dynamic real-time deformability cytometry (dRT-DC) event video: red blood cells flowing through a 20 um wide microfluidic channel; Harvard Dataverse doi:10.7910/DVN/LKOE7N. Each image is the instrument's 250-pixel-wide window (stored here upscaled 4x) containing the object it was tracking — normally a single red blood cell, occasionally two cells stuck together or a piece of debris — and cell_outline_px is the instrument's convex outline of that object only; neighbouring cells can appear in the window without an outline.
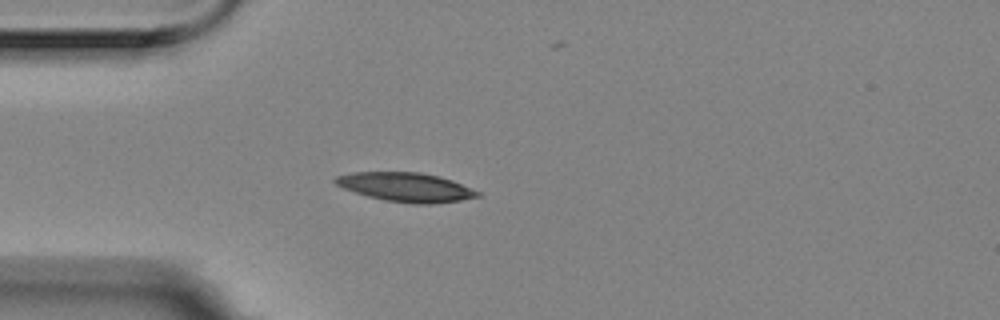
{"species": "Egyptian fruit bat (a non-hibernating species)", "species_latin": "Rousettus aegyptiacus", "temperature_condition": "room temperature", "stored_images_in_passage": 4, "camera_frame_rate_fps": 3000, "um_per_image_px": 0.085, "animal": {"sex": "female"}, "frame": {"image": 1, "passage_image": 2, "time_ms": 0.333, "image_size_px": [1000, 320], "cell_outline_px": [[480, 196], [460, 200], [432, 204], [416, 204], [384, 200], [368, 196], [344, 188], [336, 184], [332, 180], [336, 176], [352, 172], [420, 172], [452, 180], [480, 192]], "centroid_in_image_um": [34.48, 15.9], "position_along_channel_um": 50.5, "area_um2": 23.87}}